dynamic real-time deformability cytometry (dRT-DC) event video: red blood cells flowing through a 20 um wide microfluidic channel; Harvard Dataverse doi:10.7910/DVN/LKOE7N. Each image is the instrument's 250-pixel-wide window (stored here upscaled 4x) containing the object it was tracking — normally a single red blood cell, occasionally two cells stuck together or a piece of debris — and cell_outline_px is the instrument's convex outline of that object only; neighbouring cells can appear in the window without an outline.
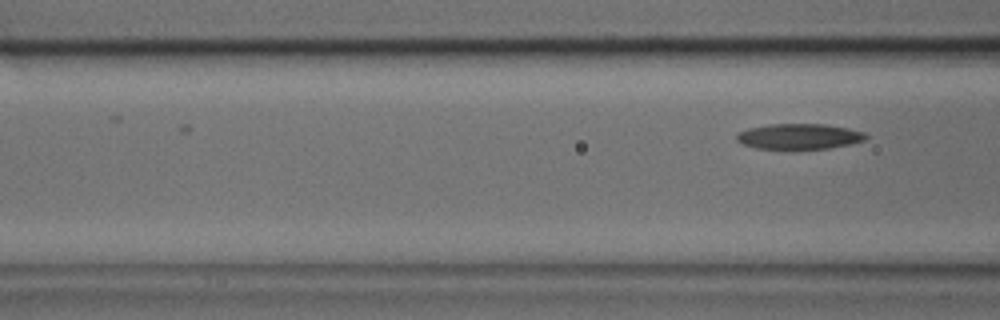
{"species": "common noctule bat (a hibernating species)", "species_latin": "Nyctalus noctula", "temperature_condition": "cold", "stored_images_in_passage": 6, "camera_frame_rate_fps": 3000, "um_per_image_px": 0.085, "animal": {"sex": "male", "body_mass_g": 17.9, "forearm_length_mm": 54.2}, "frame": {"image": 1, "passage_image": 6, "time_ms": 1.667, "image_size_px": [1000, 320], "cell_outline_px": [[868, 136], [864, 140], [852, 144], [832, 148], [756, 148], [740, 144], [736, 140], [736, 136], [740, 132], [748, 128], [768, 124], [824, 124], [848, 128], [864, 132]], "centroid_in_image_um": [67.93, 11.59], "position_along_channel_um": 98.7, "area_um2": 19.13}}